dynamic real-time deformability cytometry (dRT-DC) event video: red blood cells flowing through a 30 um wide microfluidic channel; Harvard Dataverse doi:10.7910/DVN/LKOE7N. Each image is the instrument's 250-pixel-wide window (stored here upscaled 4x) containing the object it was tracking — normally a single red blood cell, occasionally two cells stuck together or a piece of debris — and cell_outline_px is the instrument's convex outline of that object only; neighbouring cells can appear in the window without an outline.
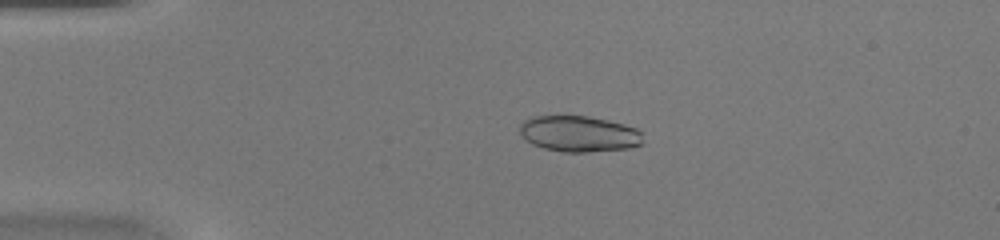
{"species": "common noctule bat (a hibernating species)", "species_latin": "Nyctalus noctula", "temperature_condition": "warm", "stored_images_in_passage": 45, "camera_frame_rate_fps": 3000, "um_per_image_px": 0.085, "animal": {"sex": "female", "body_mass_g": 20.0, "forearm_length_mm": 54.0}, "frame": {"image": 1, "passage_image": 10, "time_ms": 3.0, "image_size_px": [1000, 240], "cell_outline_px": [[644, 144], [628, 148], [588, 152], [564, 152], [544, 148], [532, 144], [520, 132], [520, 124], [524, 120], [532, 116], [588, 116], [608, 120], [624, 124], [636, 128], [640, 132], [644, 140]], "centroid_in_image_um": [49.25, 11.37], "position_along_channel_um": 35.8, "area_um2": 25.84}}
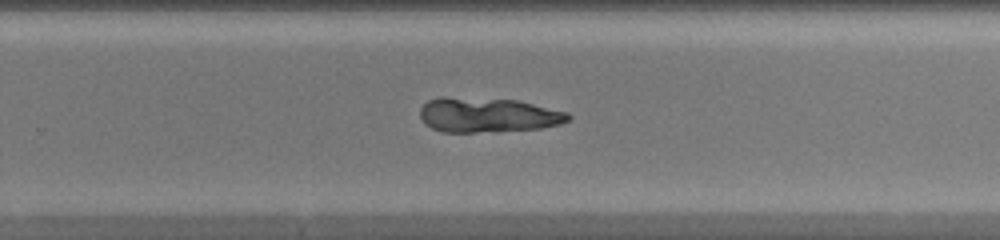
{"frame": {"image": 2, "passage_image": 30, "time_ms": 9.667, "image_size_px": [1000, 240], "cell_outline_px": [[572, 116], [568, 120], [560, 124], [540, 128], [496, 132], [444, 132], [432, 128], [424, 124], [420, 116], [420, 108], [428, 100], [440, 96], [444, 96], [516, 100], [568, 112]], "centroid_in_image_um": [41.43, 9.78], "position_along_channel_um": 288.4, "area_um2": 30.23}}
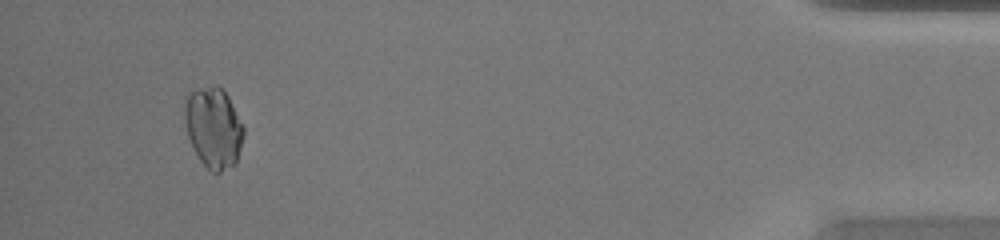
{"frame": {"image": 3, "passage_image": 43, "time_ms": 14.0, "image_size_px": [1000, 240], "cell_outline_px": [[244, 136], [236, 164], [220, 172], [212, 172], [200, 160], [188, 136], [184, 120], [184, 104], [188, 92], [196, 88], [220, 88], [228, 96], [244, 128]], "centroid_in_image_um": [18.14, 10.87], "position_along_channel_um": 417.1, "area_um2": 27.4}}